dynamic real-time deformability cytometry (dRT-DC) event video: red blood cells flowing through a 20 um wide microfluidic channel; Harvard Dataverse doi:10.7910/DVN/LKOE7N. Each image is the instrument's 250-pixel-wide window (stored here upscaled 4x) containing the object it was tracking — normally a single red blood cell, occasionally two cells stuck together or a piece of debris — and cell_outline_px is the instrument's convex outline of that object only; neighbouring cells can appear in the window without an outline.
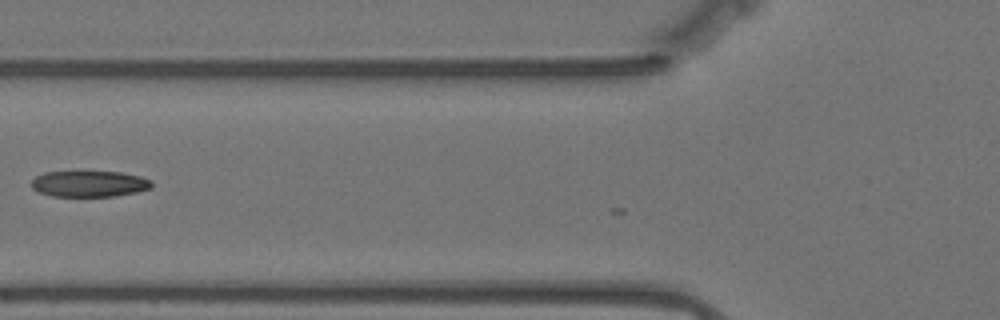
{"species": "Egyptian fruit bat (a non-hibernating species)", "species_latin": "Rousettus aegyptiacus", "temperature_condition": "warm", "stored_images_in_passage": 11, "camera_frame_rate_fps": 3000, "um_per_image_px": 0.085, "animal": {"sex": "female"}, "frame": {"image": 1, "passage_image": 3, "time_ms": 0.667, "image_size_px": [1000, 320], "cell_outline_px": [[152, 188], [136, 192], [116, 196], [52, 196], [40, 192], [32, 188], [32, 180], [36, 176], [44, 172], [120, 172], [140, 176], [152, 180]], "centroid_in_image_um": [7.62, 15.62], "position_along_channel_um": 118.2, "area_um2": 18.21}}
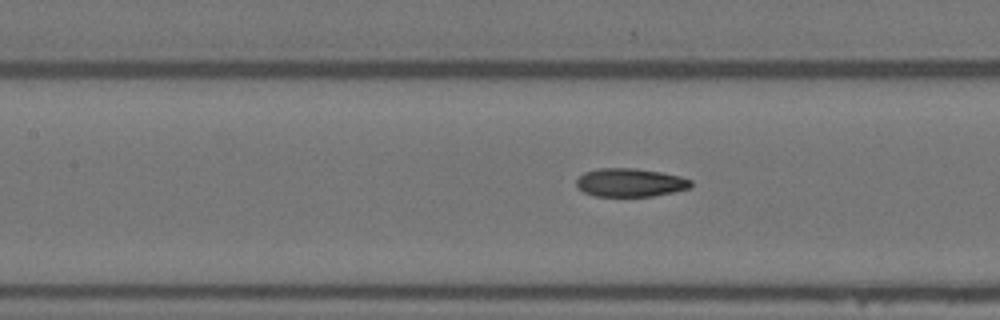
{"frame": {"image": 2, "passage_image": 6, "time_ms": 1.667, "image_size_px": [1000, 320], "cell_outline_px": [[692, 184], [688, 188], [672, 192], [652, 196], [596, 196], [584, 192], [576, 184], [576, 180], [584, 172], [600, 168], [636, 168], [660, 172], [680, 176], [692, 180]], "centroid_in_image_um": [53.56, 15.51], "position_along_channel_um": 153.8, "area_um2": 18.79}}
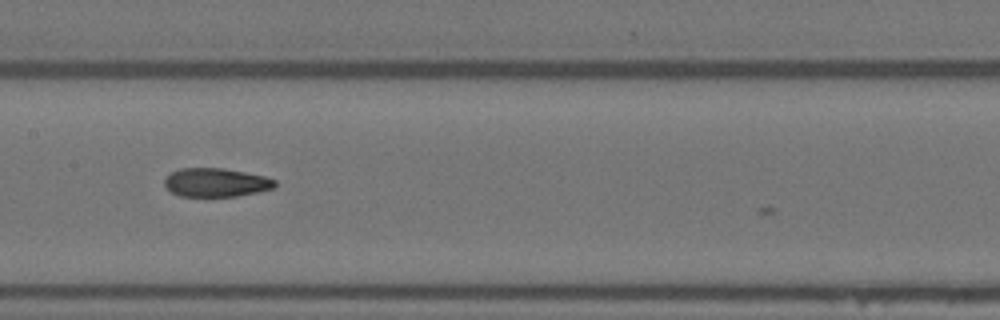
{"frame": {"image": 3, "passage_image": 9, "time_ms": 2.667, "image_size_px": [1000, 320], "cell_outline_px": [[276, 188], [236, 196], [180, 196], [172, 192], [164, 184], [164, 180], [172, 172], [180, 168], [224, 168], [264, 176], [276, 180]], "centroid_in_image_um": [18.38, 15.51], "position_along_channel_um": 189.0, "area_um2": 18.32}}